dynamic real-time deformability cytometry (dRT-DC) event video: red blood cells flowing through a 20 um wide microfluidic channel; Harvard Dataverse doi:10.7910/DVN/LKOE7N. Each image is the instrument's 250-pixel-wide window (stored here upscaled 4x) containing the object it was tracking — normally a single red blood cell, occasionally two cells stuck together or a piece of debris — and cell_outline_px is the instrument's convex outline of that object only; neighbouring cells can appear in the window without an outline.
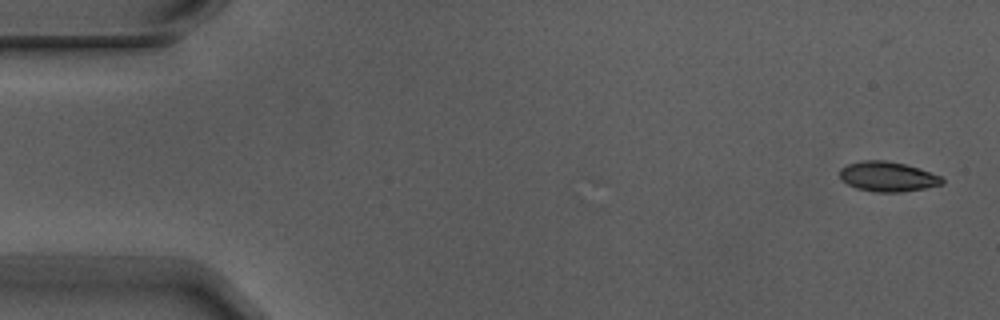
{"species": "Egyptian fruit bat (a non-hibernating species)", "species_latin": "Rousettus aegyptiacus", "temperature_condition": "warm", "stored_images_in_passage": 4, "camera_frame_rate_fps": 3000, "um_per_image_px": 0.085, "animal": {"sex": "male"}, "frame": {"image": 1, "passage_image": 1, "time_ms": 0.0, "image_size_px": [1000, 320], "cell_outline_px": [[944, 184], [924, 188], [900, 192], [876, 192], [856, 188], [840, 180], [840, 168], [848, 164], [864, 160], [884, 160], [904, 164], [920, 168], [940, 176], [944, 180]], "centroid_in_image_um": [75.44, 15.01], "position_along_channel_um": 9.6, "area_um2": 17.8}}
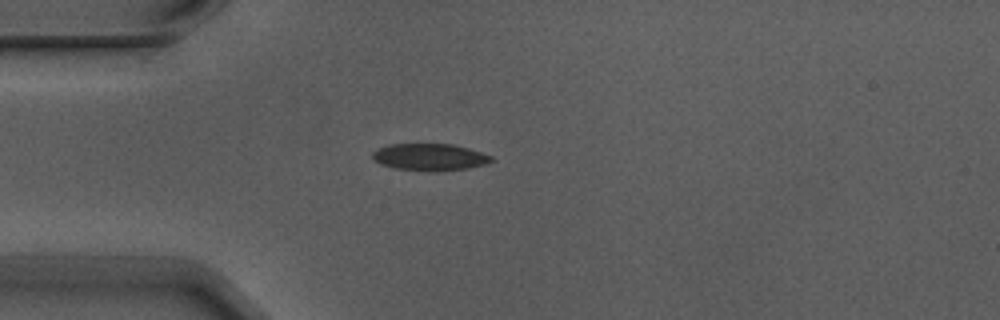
{"frame": {"image": 2, "passage_image": 4, "time_ms": 1.0, "image_size_px": [1000, 320], "cell_outline_px": [[492, 160], [484, 164], [468, 168], [396, 168], [384, 164], [376, 160], [372, 156], [372, 152], [376, 148], [388, 144], [452, 144], [468, 148], [492, 156]], "centroid_in_image_um": [36.5, 13.28], "position_along_channel_um": 48.5, "area_um2": 17.46}}